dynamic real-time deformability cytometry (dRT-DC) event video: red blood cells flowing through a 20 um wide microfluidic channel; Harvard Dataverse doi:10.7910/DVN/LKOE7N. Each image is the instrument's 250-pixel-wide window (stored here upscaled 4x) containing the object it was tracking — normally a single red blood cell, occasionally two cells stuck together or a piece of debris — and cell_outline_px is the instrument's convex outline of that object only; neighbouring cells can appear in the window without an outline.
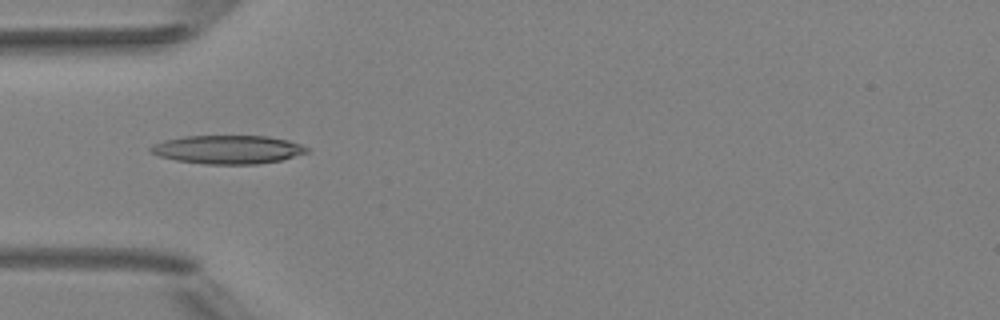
{"species": "Egyptian fruit bat (a non-hibernating species)", "species_latin": "Rousettus aegyptiacus", "temperature_condition": "room temperature", "stored_images_in_passage": 4, "camera_frame_rate_fps": 3000, "um_per_image_px": 0.085, "animal": {"sex": "female"}, "frame": {"image": 1, "passage_image": 4, "time_ms": 3.333, "image_size_px": [1000, 320], "cell_outline_px": [[308, 152], [280, 160], [256, 164], [204, 164], [176, 160], [160, 156], [148, 152], [148, 148], [152, 144], [164, 140], [184, 136], [268, 136], [288, 140], [300, 144], [308, 148]], "centroid_in_image_um": [19.31, 12.7], "position_along_channel_um": 65.7, "area_um2": 25.95}}